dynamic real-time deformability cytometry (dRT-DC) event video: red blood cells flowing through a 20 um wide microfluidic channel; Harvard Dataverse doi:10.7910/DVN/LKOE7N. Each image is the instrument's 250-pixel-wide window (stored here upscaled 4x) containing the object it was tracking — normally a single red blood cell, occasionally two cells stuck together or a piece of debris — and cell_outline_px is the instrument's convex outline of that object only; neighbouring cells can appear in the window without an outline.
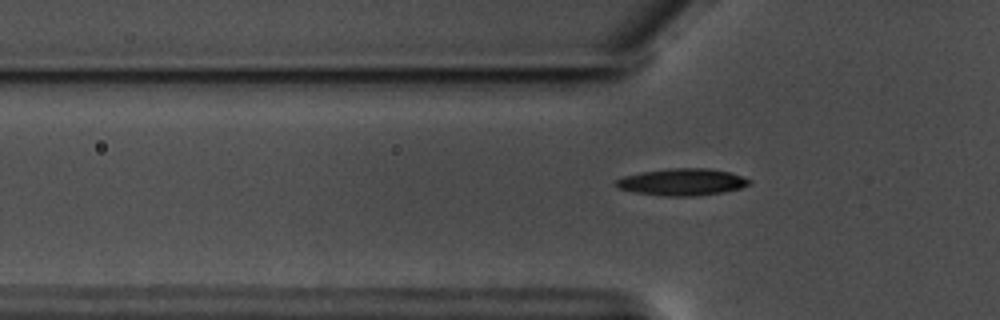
{"species": "common noctule bat (a hibernating species)", "species_latin": "Nyctalus noctula", "temperature_condition": "warm", "stored_images_in_passage": 45, "camera_frame_rate_fps": 3000, "um_per_image_px": 0.085, "animal": {"sex": "male", "body_mass_g": 17.5, "forearm_length_mm": 52.3}, "frame": {"image": 1, "passage_image": 7, "time_ms": 2.0, "image_size_px": [1000, 320], "cell_outline_px": [[752, 184], [740, 188], [720, 192], [696, 196], [664, 196], [636, 192], [616, 188], [612, 184], [616, 180], [624, 176], [640, 172], [672, 168], [708, 168], [728, 172], [752, 180]], "centroid_in_image_um": [57.95, 15.47], "position_along_channel_um": 67.9, "area_um2": 20.87}}
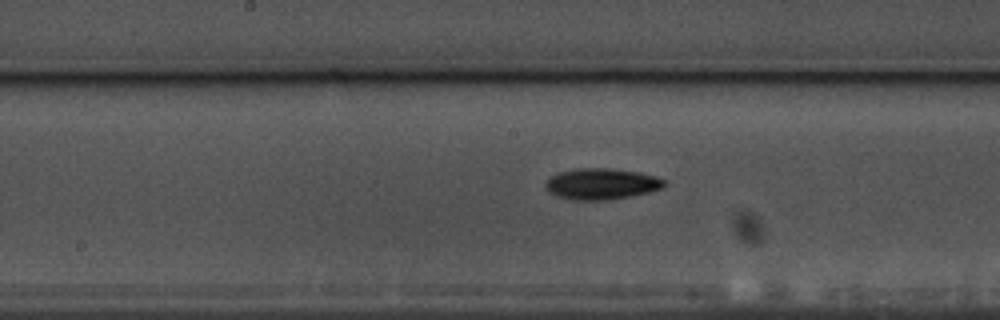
{"frame": {"image": 2, "passage_image": 18, "time_ms": 5.667, "image_size_px": [1000, 320], "cell_outline_px": [[668, 184], [664, 188], [632, 196], [612, 200], [572, 200], [556, 196], [548, 192], [544, 188], [544, 184], [548, 176], [572, 168], [612, 168], [640, 172], [656, 176], [664, 180]], "centroid_in_image_um": [51.1, 15.63], "position_along_channel_um": 197.1, "area_um2": 22.14}}
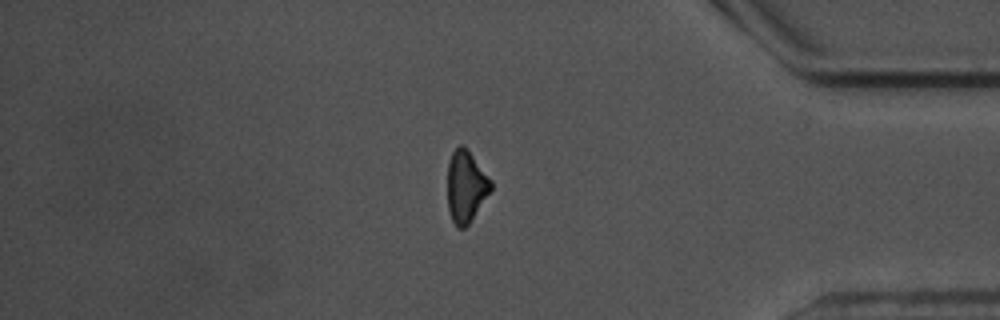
{"frame": {"image": 3, "passage_image": 37, "time_ms": 12.0, "image_size_px": [1000, 320], "cell_outline_px": [[492, 188], [468, 224], [464, 228], [456, 228], [448, 212], [448, 164], [452, 152], [460, 144], [464, 144], [468, 148], [492, 180]], "centroid_in_image_um": [39.6, 15.81], "position_along_channel_um": 395.6, "area_um2": 18.21}}